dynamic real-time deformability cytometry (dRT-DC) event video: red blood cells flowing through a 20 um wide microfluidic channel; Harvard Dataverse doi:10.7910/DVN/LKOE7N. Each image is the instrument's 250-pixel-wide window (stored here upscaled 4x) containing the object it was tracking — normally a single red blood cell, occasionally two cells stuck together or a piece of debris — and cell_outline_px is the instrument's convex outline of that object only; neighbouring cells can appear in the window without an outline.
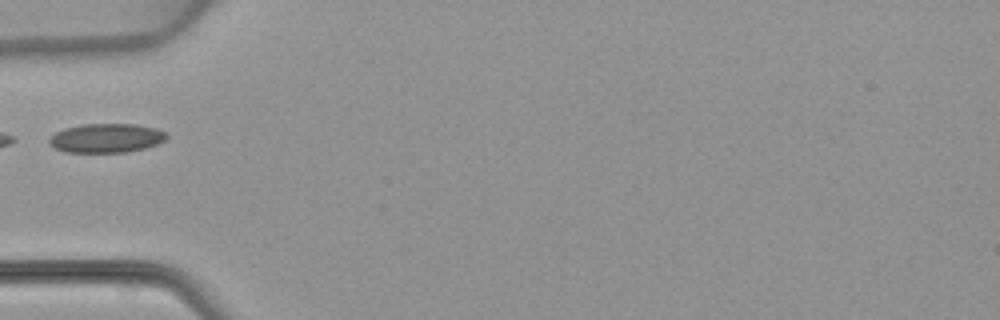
{"species": "common noctule bat (a hibernating species)", "species_latin": "Nyctalus noctula", "temperature_condition": "warm", "stored_images_in_passage": 4, "camera_frame_rate_fps": 3000, "um_per_image_px": 0.085, "animal": {"sex": "female", "body_mass_g": 22.7, "forearm_length_mm": 54.2}, "frame": {"image": 1, "passage_image": 3, "time_ms": 3.333, "image_size_px": [1000, 320], "cell_outline_px": [[168, 136], [164, 140], [156, 144], [144, 148], [124, 152], [64, 152], [48, 144], [48, 140], [56, 132], [64, 128], [84, 124], [136, 124], [156, 128], [168, 132]], "centroid_in_image_um": [9.04, 11.73], "position_along_channel_um": 76.0, "area_um2": 19.88}}
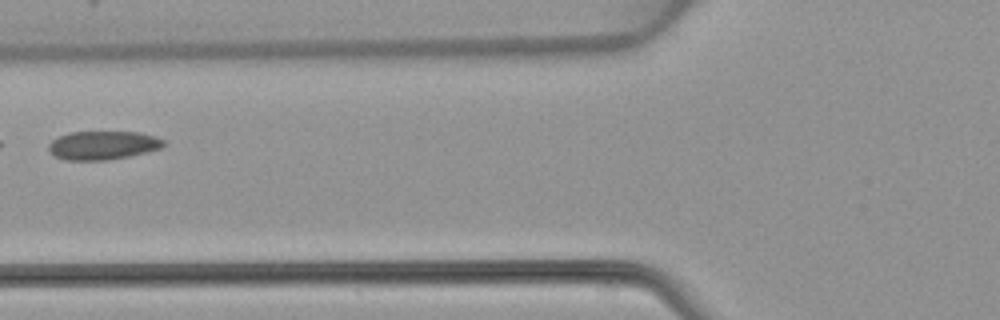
{"frame": {"image": 2, "passage_image": 4, "time_ms": 4.333, "image_size_px": [1000, 320], "cell_outline_px": [[164, 144], [160, 148], [148, 152], [108, 160], [64, 160], [48, 152], [48, 144], [52, 140], [68, 132], [140, 132], [156, 136], [164, 140]], "centroid_in_image_um": [8.73, 12.35], "position_along_channel_um": 117.1, "area_um2": 19.25}}